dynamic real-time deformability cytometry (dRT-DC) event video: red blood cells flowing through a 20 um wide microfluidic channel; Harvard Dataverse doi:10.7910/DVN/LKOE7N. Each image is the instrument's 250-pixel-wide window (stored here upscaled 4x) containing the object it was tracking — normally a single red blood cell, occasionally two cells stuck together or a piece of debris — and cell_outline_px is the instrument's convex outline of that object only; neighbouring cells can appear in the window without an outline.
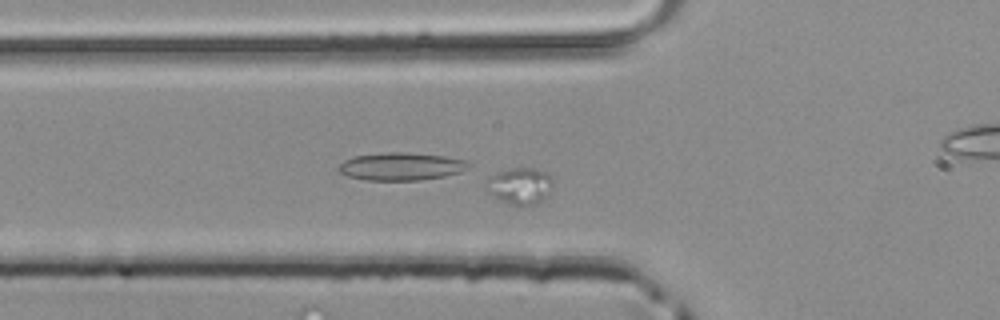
{"species": "common noctule bat (a hibernating species)", "species_latin": "Nyctalus noctula", "temperature_condition": "room temperature", "stored_images_in_passage": 50, "segment_of_instrument_passage": [2, 2], "camera_frame_rate_fps": 3000, "um_per_image_px": 0.085, "animal": {"sex": "male", "body_mass_g": 20.4}, "frame": {"image": 1, "passage_image": 17, "time_ms": 5.333, "image_size_px": [1000, 320], "cell_outline_px": [[552, 184], [544, 196], [536, 204], [524, 208], [516, 208], [500, 200], [488, 192], [484, 180], [488, 176], [496, 172], [512, 168], [532, 168], [548, 172], [552, 180]], "centroid_in_image_um": [44.13, 15.82], "position_along_channel_um": 81.7, "area_um2": 14.51}}
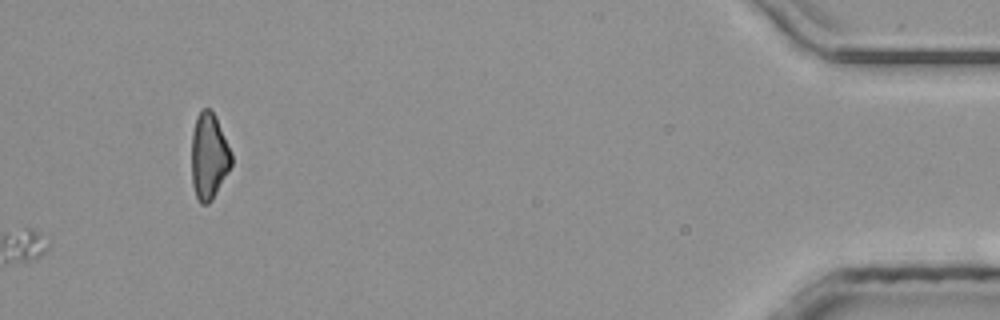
{"frame": {"image": 2, "passage_image": 50, "time_ms": 16.333, "image_size_px": [1000, 320], "cell_outline_px": [[232, 164], [228, 172], [212, 200], [208, 204], [200, 204], [196, 196], [192, 184], [192, 132], [196, 116], [200, 108], [208, 108], [216, 116], [232, 152]], "centroid_in_image_um": [17.76, 13.26], "position_along_channel_um": 417.4, "area_um2": 20.23}}